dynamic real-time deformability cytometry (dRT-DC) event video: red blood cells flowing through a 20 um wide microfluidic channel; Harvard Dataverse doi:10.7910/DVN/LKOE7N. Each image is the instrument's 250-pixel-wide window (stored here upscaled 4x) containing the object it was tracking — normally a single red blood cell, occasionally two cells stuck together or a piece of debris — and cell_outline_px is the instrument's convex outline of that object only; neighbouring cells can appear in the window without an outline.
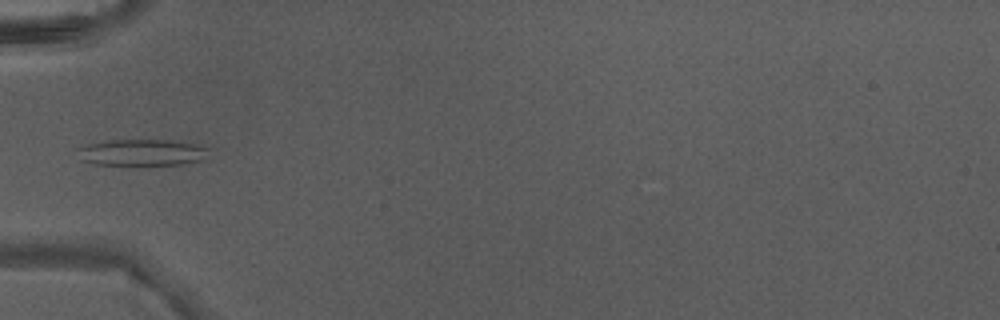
{"species": "Egyptian fruit bat (a non-hibernating species)", "species_latin": "Rousettus aegyptiacus", "temperature_condition": "warm", "stored_images_in_passage": 1, "camera_frame_rate_fps": 3000, "um_per_image_px": 0.085, "animal": {"sex": "male"}, "frame": {"image": 1, "passage_image": 1, "time_ms": 0.0, "image_size_px": [1000, 320], "cell_outline_px": [[212, 148], [200, 160], [184, 164], [92, 164], [80, 160], [76, 148], [84, 144], [112, 140], [172, 140], [200, 144]], "centroid_in_image_um": [12.05, 12.94], "position_along_channel_um": 73.0, "area_um2": 20.35}}